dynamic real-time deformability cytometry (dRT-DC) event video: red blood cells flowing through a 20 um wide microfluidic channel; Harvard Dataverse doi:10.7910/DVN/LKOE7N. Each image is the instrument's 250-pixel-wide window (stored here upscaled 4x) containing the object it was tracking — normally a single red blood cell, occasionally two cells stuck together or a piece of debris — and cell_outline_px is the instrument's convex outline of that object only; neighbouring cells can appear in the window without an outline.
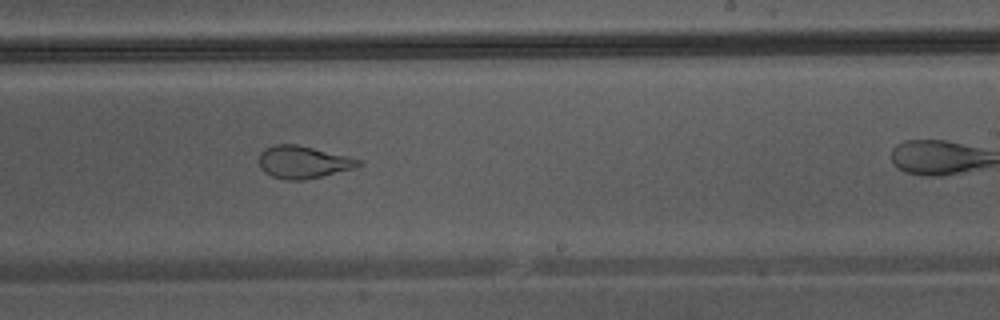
{"species": "Egyptian fruit bat (a non-hibernating species)", "species_latin": "Rousettus aegyptiacus", "temperature_condition": "warm", "stored_images_in_passage": 25, "camera_frame_rate_fps": 3000, "um_per_image_px": 0.085, "animal": {"sex": "male"}, "frame": {"image": 1, "passage_image": 17, "time_ms": 5.333, "image_size_px": [1000, 320], "cell_outline_px": [[364, 164], [352, 168], [320, 176], [300, 180], [284, 180], [272, 176], [264, 172], [260, 168], [260, 152], [264, 148], [276, 144], [296, 144], [348, 156], [364, 160]], "centroid_in_image_um": [25.76, 13.77], "position_along_channel_um": 263.2, "area_um2": 18.67}}
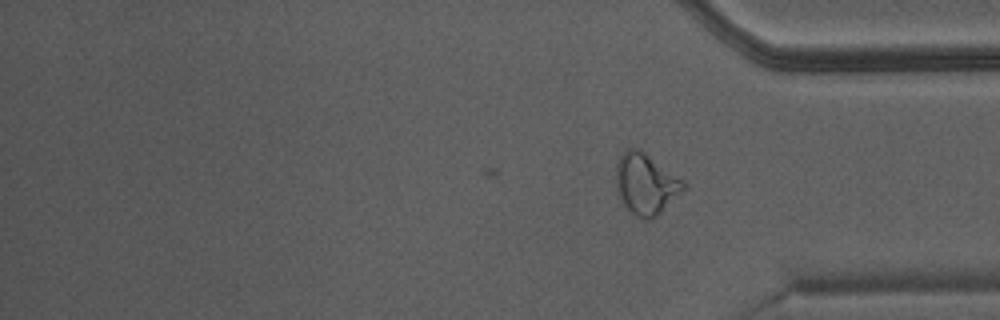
{"frame": {"image": 2, "passage_image": 25, "time_ms": 8.0, "image_size_px": [1000, 320], "cell_outline_px": [[684, 188], [656, 216], [648, 220], [644, 220], [636, 216], [624, 204], [616, 188], [616, 164], [620, 156], [628, 148], [640, 148], [684, 180]], "centroid_in_image_um": [54.87, 15.6], "position_along_channel_um": 380.3, "area_um2": 23.58}}